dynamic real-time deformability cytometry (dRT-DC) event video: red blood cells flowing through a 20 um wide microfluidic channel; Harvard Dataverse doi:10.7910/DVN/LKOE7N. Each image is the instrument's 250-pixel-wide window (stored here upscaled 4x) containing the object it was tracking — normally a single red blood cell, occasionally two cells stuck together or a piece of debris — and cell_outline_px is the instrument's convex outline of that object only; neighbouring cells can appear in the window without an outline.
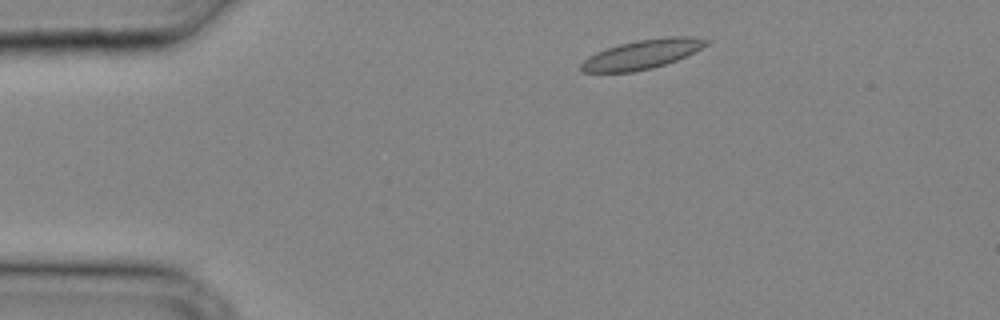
{"species": "common noctule bat (a hibernating species)", "species_latin": "Nyctalus noctula", "temperature_condition": "cold", "stored_images_in_passage": 26, "camera_frame_rate_fps": 3000, "um_per_image_px": 0.085, "animal": {"sex": "male", "body_mass_g": 20.4}, "frame": {"image": 1, "passage_image": 3, "time_ms": 0.667, "image_size_px": [1000, 320], "cell_outline_px": [[712, 40], [708, 44], [676, 60], [652, 68], [632, 72], [584, 72], [580, 68], [580, 64], [588, 56], [596, 52], [620, 44], [636, 40], [668, 36], [692, 36]], "centroid_in_image_um": [54.58, 4.6], "position_along_channel_um": 30.4, "area_um2": 21.15}}
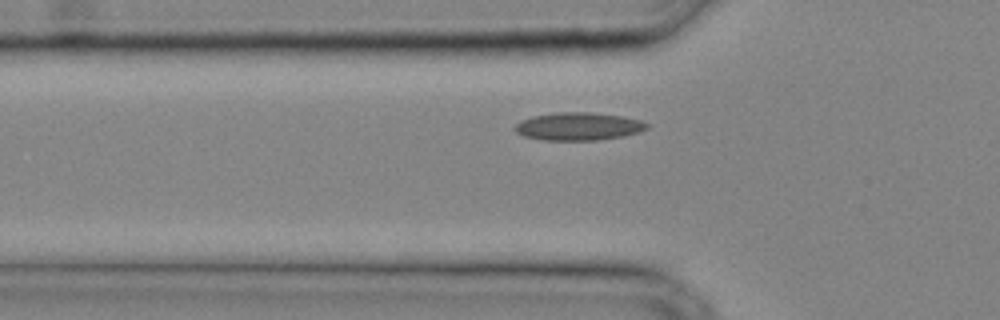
{"frame": {"image": 2, "passage_image": 8, "time_ms": 2.333, "image_size_px": [1000, 320], "cell_outline_px": [[648, 128], [640, 132], [624, 136], [600, 140], [540, 140], [524, 136], [516, 132], [512, 128], [520, 120], [532, 116], [560, 112], [588, 112], [620, 116], [640, 120], [648, 124]], "centroid_in_image_um": [49.14, 10.75], "position_along_channel_um": 76.7, "area_um2": 21.5}}
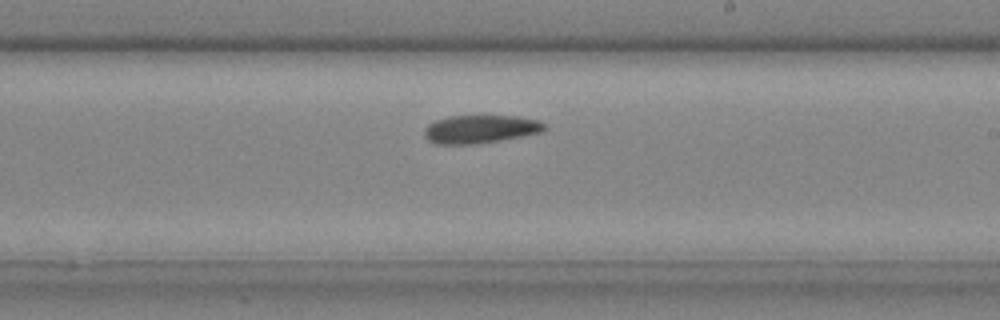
{"frame": {"image": 3, "passage_image": 17, "time_ms": 5.333, "image_size_px": [1000, 320], "cell_outline_px": [[544, 132], [500, 140], [476, 144], [436, 144], [428, 140], [424, 136], [424, 128], [428, 124], [436, 120], [448, 116], [516, 116], [536, 120], [544, 124]], "centroid_in_image_um": [40.78, 10.98], "position_along_channel_um": 248.2, "area_um2": 19.65}}